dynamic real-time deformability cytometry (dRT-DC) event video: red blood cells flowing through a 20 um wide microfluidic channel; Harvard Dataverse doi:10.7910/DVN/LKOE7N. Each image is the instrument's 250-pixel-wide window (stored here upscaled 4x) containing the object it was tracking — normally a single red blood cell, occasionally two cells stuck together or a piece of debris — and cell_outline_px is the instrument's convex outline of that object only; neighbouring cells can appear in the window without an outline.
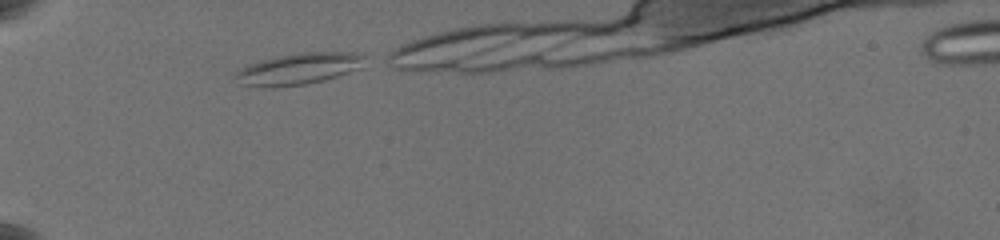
{"species": "common noctule bat (a hibernating species)", "species_latin": "Nyctalus noctula", "temperature_condition": "warm", "stored_images_in_passage": 6, "camera_frame_rate_fps": 3000, "um_per_image_px": 0.085, "animal": {"sex": "female", "body_mass_g": 19.5, "forearm_length_mm": 54.1}, "frame": {"image": 1, "passage_image": 1, "time_ms": 0.0, "image_size_px": [1000, 240], "cell_outline_px": [[368, 56], [360, 68], [324, 80], [304, 84], [272, 88], [264, 88], [240, 84], [232, 76], [240, 68], [248, 64], [260, 60], [276, 56], [300, 52], [352, 52]], "centroid_in_image_um": [25.33, 5.85], "position_along_channel_um": 59.7, "area_um2": 23.99}}
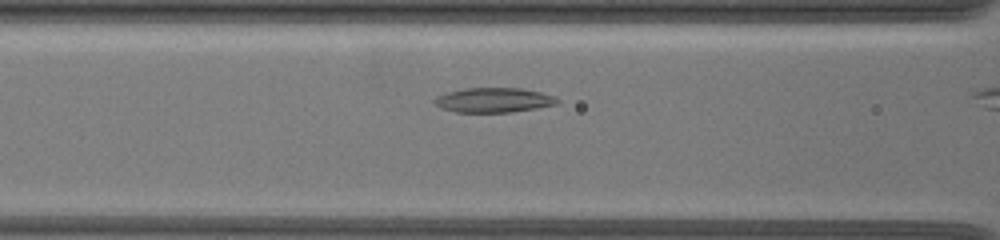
{"frame": {"image": 2, "passage_image": 5, "time_ms": 2.333, "image_size_px": [1000, 240], "cell_outline_px": [[560, 100], [556, 104], [536, 108], [512, 112], [456, 112], [444, 108], [436, 104], [432, 100], [436, 96], [448, 92], [464, 88], [520, 88], [540, 92], [556, 96]], "centroid_in_image_um": [41.98, 8.5], "position_along_channel_um": 124.6, "area_um2": 17.57}}